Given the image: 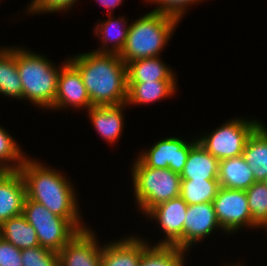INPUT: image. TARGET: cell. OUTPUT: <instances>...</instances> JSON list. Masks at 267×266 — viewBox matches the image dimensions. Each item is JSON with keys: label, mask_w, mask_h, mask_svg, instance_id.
Wrapping results in <instances>:
<instances>
[{"label": "cell", "mask_w": 267, "mask_h": 266, "mask_svg": "<svg viewBox=\"0 0 267 266\" xmlns=\"http://www.w3.org/2000/svg\"><path fill=\"white\" fill-rule=\"evenodd\" d=\"M187 140V141H186ZM197 142L194 139H183L177 136H169L159 139L151 144L150 148L140 150L137 158L147 167L151 168H169L177 174H181L186 164L191 147Z\"/></svg>", "instance_id": "9"}, {"label": "cell", "mask_w": 267, "mask_h": 266, "mask_svg": "<svg viewBox=\"0 0 267 266\" xmlns=\"http://www.w3.org/2000/svg\"><path fill=\"white\" fill-rule=\"evenodd\" d=\"M219 160L197 141L190 149L181 180H218Z\"/></svg>", "instance_id": "19"}, {"label": "cell", "mask_w": 267, "mask_h": 266, "mask_svg": "<svg viewBox=\"0 0 267 266\" xmlns=\"http://www.w3.org/2000/svg\"><path fill=\"white\" fill-rule=\"evenodd\" d=\"M231 266H245L243 263L241 264V262H236V263H231Z\"/></svg>", "instance_id": "34"}, {"label": "cell", "mask_w": 267, "mask_h": 266, "mask_svg": "<svg viewBox=\"0 0 267 266\" xmlns=\"http://www.w3.org/2000/svg\"><path fill=\"white\" fill-rule=\"evenodd\" d=\"M127 104L116 106H92L86 112L98 135L107 143L114 144L123 134L125 112Z\"/></svg>", "instance_id": "15"}, {"label": "cell", "mask_w": 267, "mask_h": 266, "mask_svg": "<svg viewBox=\"0 0 267 266\" xmlns=\"http://www.w3.org/2000/svg\"><path fill=\"white\" fill-rule=\"evenodd\" d=\"M0 236L21 250L39 246L36 230L22 214L3 222Z\"/></svg>", "instance_id": "24"}, {"label": "cell", "mask_w": 267, "mask_h": 266, "mask_svg": "<svg viewBox=\"0 0 267 266\" xmlns=\"http://www.w3.org/2000/svg\"><path fill=\"white\" fill-rule=\"evenodd\" d=\"M130 235L104 243L100 266H138L142 252L151 242L137 234Z\"/></svg>", "instance_id": "14"}, {"label": "cell", "mask_w": 267, "mask_h": 266, "mask_svg": "<svg viewBox=\"0 0 267 266\" xmlns=\"http://www.w3.org/2000/svg\"><path fill=\"white\" fill-rule=\"evenodd\" d=\"M107 17V20H100L94 26L93 33L100 38L101 47L93 51L120 54L126 43L130 21L124 16L114 17V14H107Z\"/></svg>", "instance_id": "17"}, {"label": "cell", "mask_w": 267, "mask_h": 266, "mask_svg": "<svg viewBox=\"0 0 267 266\" xmlns=\"http://www.w3.org/2000/svg\"><path fill=\"white\" fill-rule=\"evenodd\" d=\"M179 23L172 16L146 12L130 22L126 43L119 56L126 65L137 59L161 56Z\"/></svg>", "instance_id": "4"}, {"label": "cell", "mask_w": 267, "mask_h": 266, "mask_svg": "<svg viewBox=\"0 0 267 266\" xmlns=\"http://www.w3.org/2000/svg\"><path fill=\"white\" fill-rule=\"evenodd\" d=\"M92 107L86 87L80 72L68 61L60 70L57 80V91L53 106L49 110H79L86 111Z\"/></svg>", "instance_id": "11"}, {"label": "cell", "mask_w": 267, "mask_h": 266, "mask_svg": "<svg viewBox=\"0 0 267 266\" xmlns=\"http://www.w3.org/2000/svg\"><path fill=\"white\" fill-rule=\"evenodd\" d=\"M5 172V170L0 169V176Z\"/></svg>", "instance_id": "36"}, {"label": "cell", "mask_w": 267, "mask_h": 266, "mask_svg": "<svg viewBox=\"0 0 267 266\" xmlns=\"http://www.w3.org/2000/svg\"><path fill=\"white\" fill-rule=\"evenodd\" d=\"M203 1L205 2V0H144L142 2L145 4L148 2L151 6L154 4L156 8L154 7L152 11L172 16L181 22L189 7Z\"/></svg>", "instance_id": "30"}, {"label": "cell", "mask_w": 267, "mask_h": 266, "mask_svg": "<svg viewBox=\"0 0 267 266\" xmlns=\"http://www.w3.org/2000/svg\"><path fill=\"white\" fill-rule=\"evenodd\" d=\"M217 179L220 187L236 190H247L256 182L243 155L220 160Z\"/></svg>", "instance_id": "21"}, {"label": "cell", "mask_w": 267, "mask_h": 266, "mask_svg": "<svg viewBox=\"0 0 267 266\" xmlns=\"http://www.w3.org/2000/svg\"><path fill=\"white\" fill-rule=\"evenodd\" d=\"M95 2L99 3V5H103L104 8L107 9L108 15L114 14V10L122 5L124 0H94Z\"/></svg>", "instance_id": "33"}, {"label": "cell", "mask_w": 267, "mask_h": 266, "mask_svg": "<svg viewBox=\"0 0 267 266\" xmlns=\"http://www.w3.org/2000/svg\"><path fill=\"white\" fill-rule=\"evenodd\" d=\"M19 172L25 183L27 198L42 204L53 214L68 219L79 231L89 227L81 217V203L75 185L63 171L28 155Z\"/></svg>", "instance_id": "1"}, {"label": "cell", "mask_w": 267, "mask_h": 266, "mask_svg": "<svg viewBox=\"0 0 267 266\" xmlns=\"http://www.w3.org/2000/svg\"><path fill=\"white\" fill-rule=\"evenodd\" d=\"M254 118H231L212 131L197 135L199 144L216 159L223 160L243 155L246 142L262 123Z\"/></svg>", "instance_id": "6"}, {"label": "cell", "mask_w": 267, "mask_h": 266, "mask_svg": "<svg viewBox=\"0 0 267 266\" xmlns=\"http://www.w3.org/2000/svg\"><path fill=\"white\" fill-rule=\"evenodd\" d=\"M243 157L253 171L256 182L267 176V127L261 123L249 136Z\"/></svg>", "instance_id": "23"}, {"label": "cell", "mask_w": 267, "mask_h": 266, "mask_svg": "<svg viewBox=\"0 0 267 266\" xmlns=\"http://www.w3.org/2000/svg\"><path fill=\"white\" fill-rule=\"evenodd\" d=\"M80 72L92 106L125 104L128 95L127 65L119 54L91 52L68 57Z\"/></svg>", "instance_id": "2"}, {"label": "cell", "mask_w": 267, "mask_h": 266, "mask_svg": "<svg viewBox=\"0 0 267 266\" xmlns=\"http://www.w3.org/2000/svg\"><path fill=\"white\" fill-rule=\"evenodd\" d=\"M188 204L179 196L160 203L149 210L143 217L154 220L163 237L153 245H173L184 250V222ZM165 234V235H164Z\"/></svg>", "instance_id": "10"}, {"label": "cell", "mask_w": 267, "mask_h": 266, "mask_svg": "<svg viewBox=\"0 0 267 266\" xmlns=\"http://www.w3.org/2000/svg\"><path fill=\"white\" fill-rule=\"evenodd\" d=\"M222 230L227 234L252 229V216L245 190L220 187L212 201Z\"/></svg>", "instance_id": "8"}, {"label": "cell", "mask_w": 267, "mask_h": 266, "mask_svg": "<svg viewBox=\"0 0 267 266\" xmlns=\"http://www.w3.org/2000/svg\"><path fill=\"white\" fill-rule=\"evenodd\" d=\"M262 182L267 186V176Z\"/></svg>", "instance_id": "35"}, {"label": "cell", "mask_w": 267, "mask_h": 266, "mask_svg": "<svg viewBox=\"0 0 267 266\" xmlns=\"http://www.w3.org/2000/svg\"><path fill=\"white\" fill-rule=\"evenodd\" d=\"M178 80L150 81L146 83H128L127 106H145L175 96Z\"/></svg>", "instance_id": "18"}, {"label": "cell", "mask_w": 267, "mask_h": 266, "mask_svg": "<svg viewBox=\"0 0 267 266\" xmlns=\"http://www.w3.org/2000/svg\"><path fill=\"white\" fill-rule=\"evenodd\" d=\"M21 258L23 266H59V254L41 246L22 249Z\"/></svg>", "instance_id": "29"}, {"label": "cell", "mask_w": 267, "mask_h": 266, "mask_svg": "<svg viewBox=\"0 0 267 266\" xmlns=\"http://www.w3.org/2000/svg\"><path fill=\"white\" fill-rule=\"evenodd\" d=\"M187 254L177 246L149 244L142 252L138 266H186Z\"/></svg>", "instance_id": "25"}, {"label": "cell", "mask_w": 267, "mask_h": 266, "mask_svg": "<svg viewBox=\"0 0 267 266\" xmlns=\"http://www.w3.org/2000/svg\"><path fill=\"white\" fill-rule=\"evenodd\" d=\"M28 49L29 47L26 49L23 45L16 46V62L23 88V100L47 111L54 104L58 76L68 58L57 66L42 53Z\"/></svg>", "instance_id": "3"}, {"label": "cell", "mask_w": 267, "mask_h": 266, "mask_svg": "<svg viewBox=\"0 0 267 266\" xmlns=\"http://www.w3.org/2000/svg\"><path fill=\"white\" fill-rule=\"evenodd\" d=\"M22 215L36 230L39 246L57 253L79 232L68 219L53 214L27 197Z\"/></svg>", "instance_id": "7"}, {"label": "cell", "mask_w": 267, "mask_h": 266, "mask_svg": "<svg viewBox=\"0 0 267 266\" xmlns=\"http://www.w3.org/2000/svg\"><path fill=\"white\" fill-rule=\"evenodd\" d=\"M245 192L252 216V229L263 228L267 233V186L263 182H255Z\"/></svg>", "instance_id": "28"}, {"label": "cell", "mask_w": 267, "mask_h": 266, "mask_svg": "<svg viewBox=\"0 0 267 266\" xmlns=\"http://www.w3.org/2000/svg\"><path fill=\"white\" fill-rule=\"evenodd\" d=\"M128 83H146L150 81L178 80L173 69L162 58H142L127 64Z\"/></svg>", "instance_id": "20"}, {"label": "cell", "mask_w": 267, "mask_h": 266, "mask_svg": "<svg viewBox=\"0 0 267 266\" xmlns=\"http://www.w3.org/2000/svg\"><path fill=\"white\" fill-rule=\"evenodd\" d=\"M219 188L218 180H181L180 197L188 205L212 203Z\"/></svg>", "instance_id": "26"}, {"label": "cell", "mask_w": 267, "mask_h": 266, "mask_svg": "<svg viewBox=\"0 0 267 266\" xmlns=\"http://www.w3.org/2000/svg\"><path fill=\"white\" fill-rule=\"evenodd\" d=\"M0 125V169L17 171L28 156L17 140ZM26 154V155H25Z\"/></svg>", "instance_id": "27"}, {"label": "cell", "mask_w": 267, "mask_h": 266, "mask_svg": "<svg viewBox=\"0 0 267 266\" xmlns=\"http://www.w3.org/2000/svg\"><path fill=\"white\" fill-rule=\"evenodd\" d=\"M26 188L19 170L5 171L0 176V225L22 214Z\"/></svg>", "instance_id": "16"}, {"label": "cell", "mask_w": 267, "mask_h": 266, "mask_svg": "<svg viewBox=\"0 0 267 266\" xmlns=\"http://www.w3.org/2000/svg\"><path fill=\"white\" fill-rule=\"evenodd\" d=\"M97 238L90 226L79 231L58 252L59 266H100L103 245Z\"/></svg>", "instance_id": "13"}, {"label": "cell", "mask_w": 267, "mask_h": 266, "mask_svg": "<svg viewBox=\"0 0 267 266\" xmlns=\"http://www.w3.org/2000/svg\"><path fill=\"white\" fill-rule=\"evenodd\" d=\"M225 265H226V266H231V263H228V264L226 263ZM225 265H224V266H225Z\"/></svg>", "instance_id": "37"}, {"label": "cell", "mask_w": 267, "mask_h": 266, "mask_svg": "<svg viewBox=\"0 0 267 266\" xmlns=\"http://www.w3.org/2000/svg\"><path fill=\"white\" fill-rule=\"evenodd\" d=\"M0 95L23 102V88L16 62V46H0Z\"/></svg>", "instance_id": "22"}, {"label": "cell", "mask_w": 267, "mask_h": 266, "mask_svg": "<svg viewBox=\"0 0 267 266\" xmlns=\"http://www.w3.org/2000/svg\"><path fill=\"white\" fill-rule=\"evenodd\" d=\"M133 165V166H132ZM131 165L132 194L135 207L144 216L156 205L180 196V174L166 168H151L137 157Z\"/></svg>", "instance_id": "5"}, {"label": "cell", "mask_w": 267, "mask_h": 266, "mask_svg": "<svg viewBox=\"0 0 267 266\" xmlns=\"http://www.w3.org/2000/svg\"><path fill=\"white\" fill-rule=\"evenodd\" d=\"M217 230V231H215ZM226 234L217 219L212 203L188 205L184 222V250L188 253L215 232Z\"/></svg>", "instance_id": "12"}, {"label": "cell", "mask_w": 267, "mask_h": 266, "mask_svg": "<svg viewBox=\"0 0 267 266\" xmlns=\"http://www.w3.org/2000/svg\"><path fill=\"white\" fill-rule=\"evenodd\" d=\"M22 250L0 236V266H23Z\"/></svg>", "instance_id": "32"}, {"label": "cell", "mask_w": 267, "mask_h": 266, "mask_svg": "<svg viewBox=\"0 0 267 266\" xmlns=\"http://www.w3.org/2000/svg\"><path fill=\"white\" fill-rule=\"evenodd\" d=\"M78 0H31L26 13L29 15H39L46 13H65L73 10L74 5L78 4Z\"/></svg>", "instance_id": "31"}]
</instances>
